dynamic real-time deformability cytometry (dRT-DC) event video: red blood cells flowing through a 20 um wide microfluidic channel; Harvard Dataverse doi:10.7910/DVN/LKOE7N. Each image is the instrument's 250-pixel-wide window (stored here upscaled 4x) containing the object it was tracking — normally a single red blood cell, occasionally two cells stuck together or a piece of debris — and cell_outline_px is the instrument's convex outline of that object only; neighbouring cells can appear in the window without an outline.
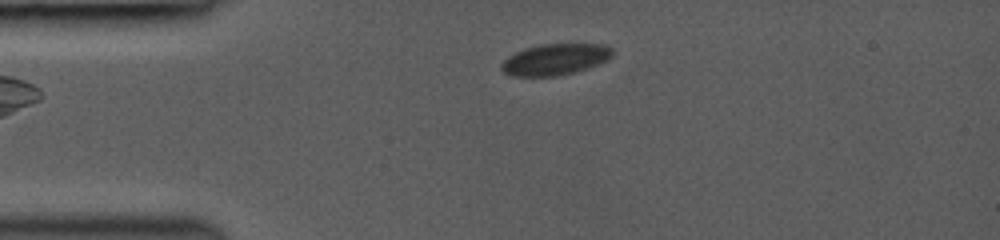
{"species": "common noctule bat (a hibernating species)", "species_latin": "Nyctalus noctula", "temperature_condition": "room temperature", "stored_images_in_passage": 23, "camera_frame_rate_fps": 3000, "um_per_image_px": 0.085, "animal": {"sex": "female", "body_mass_g": 19.0, "forearm_length_mm": 53.3}, "frame": {"image": 1, "passage_image": 1, "time_ms": 0.0, "image_size_px": [1000, 240], "cell_outline_px": [[612, 56], [608, 60], [572, 72], [556, 76], [512, 76], [504, 72], [500, 68], [500, 64], [508, 56], [524, 48], [540, 44], [604, 44], [612, 48]], "centroid_in_image_um": [47.15, 5.04], "position_along_channel_um": 37.9, "area_um2": 20.06}}
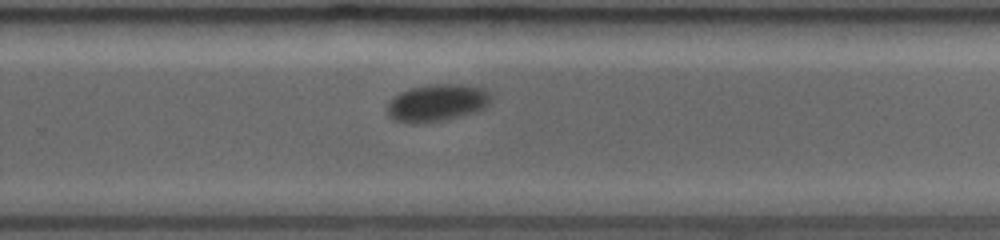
{"frame": {"image": 2, "passage_image": 14, "time_ms": 7.0, "image_size_px": [1000, 240], "cell_outline_px": [[492, 96], [488, 104], [484, 108], [472, 112], [440, 120], [412, 124], [392, 120], [388, 116], [388, 100], [392, 96], [408, 88], [428, 84], [468, 84], [480, 88], [488, 92]], "centroid_in_image_um": [37.08, 8.71], "position_along_channel_um": 292.7, "area_um2": 22.48}}
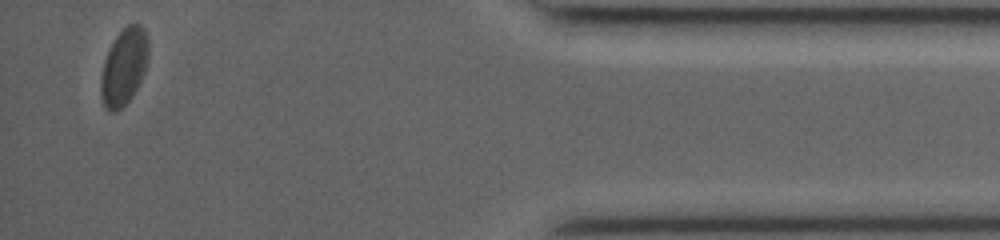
{"frame": {"image": 3, "passage_image": 23, "time_ms": 11.333, "image_size_px": [1000, 240], "cell_outline_px": [[148, 60], [144, 72], [132, 96], [116, 112], [108, 112], [104, 104], [100, 92], [100, 76], [104, 60], [116, 36], [128, 24], [140, 24], [144, 28], [148, 36]], "centroid_in_image_um": [10.53, 5.66], "position_along_channel_um": 424.7, "area_um2": 21.15}, "authors_computed_cell_mechanics": {"area_um2": 22.5998, "velocity_mm_per_s": 4.0936, "shape_relaxation_time_tau1_ms": 2.12, "shape_relaxation_time_tau2_ms": null, "deformation_change_tau1": 0.0476, "deformation_change_tau2": null}}